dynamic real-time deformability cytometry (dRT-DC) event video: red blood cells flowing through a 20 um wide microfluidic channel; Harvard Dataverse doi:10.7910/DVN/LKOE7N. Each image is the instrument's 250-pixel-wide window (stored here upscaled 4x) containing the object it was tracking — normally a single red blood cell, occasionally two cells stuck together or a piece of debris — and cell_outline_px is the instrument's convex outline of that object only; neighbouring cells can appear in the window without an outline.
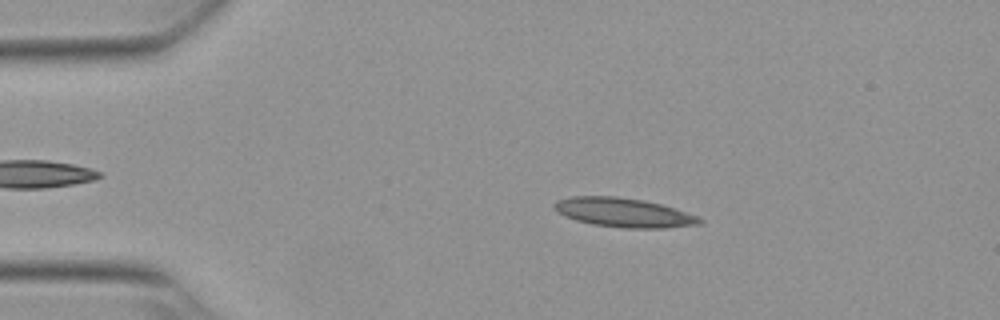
{"species": "Egyptian fruit bat (a non-hibernating species)", "species_latin": "Rousettus aegyptiacus", "temperature_condition": "warm", "stored_images_in_passage": 53, "camera_frame_rate_fps": 3000, "um_per_image_px": 0.085, "animal": {"sex": "female"}, "frame": {"image": 1, "passage_image": 10, "time_ms": 3.0, "image_size_px": [1000, 320], "cell_outline_px": [[704, 224], [664, 228], [620, 228], [592, 224], [576, 220], [564, 216], [552, 204], [556, 200], [572, 196], [616, 196], [644, 200], [660, 204], [700, 216], [704, 220]], "centroid_in_image_um": [53.06, 18.07], "position_along_channel_um": 31.9, "area_um2": 24.85}}
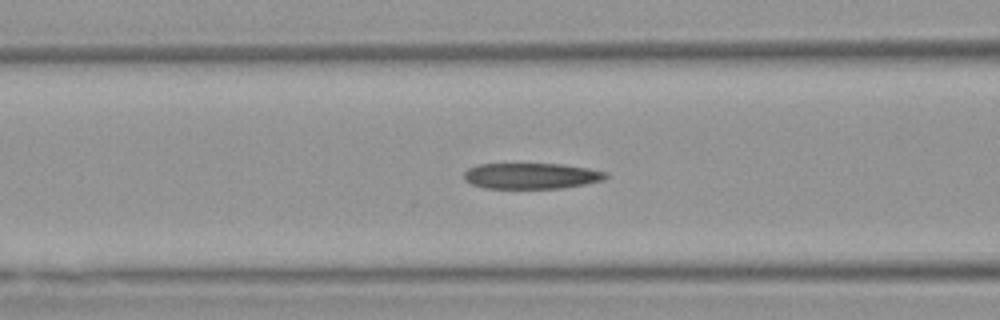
{"frame": {"image": 2, "passage_image": 21, "time_ms": 6.667, "image_size_px": [1000, 320], "cell_outline_px": [[608, 176], [604, 180], [584, 184], [560, 188], [484, 188], [472, 184], [464, 180], [464, 172], [468, 168], [480, 164], [564, 164], [588, 168], [608, 172]], "centroid_in_image_um": [45.17, 14.95], "position_along_channel_um": 121.4, "area_um2": 21.39}}
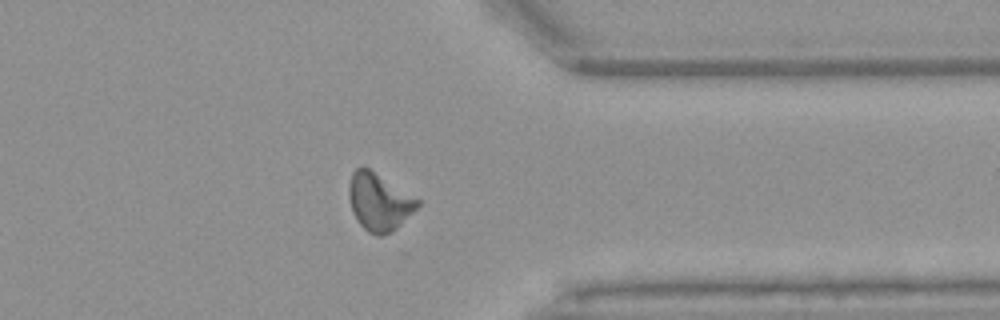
{"frame": {"image": 3, "passage_image": 42, "time_ms": 13.667, "image_size_px": [1000, 320], "cell_outline_px": [[420, 204], [392, 232], [380, 236], [376, 236], [368, 232], [356, 220], [352, 212], [348, 196], [348, 188], [352, 172], [356, 168], [368, 168], [420, 200]], "centroid_in_image_um": [32.18, 17.18], "position_along_channel_um": 379.2, "area_um2": 22.66}, "authors_computed_cell_mechanics": {"area_um2": 22.6576, "velocity_mm_per_s": 3.7919, "shape_relaxation_time_tau1_ms": null, "shape_relaxation_time_tau2_ms": 4.3686, "deformation_change_tau1": null, "deformation_change_tau2": 0.1216}}